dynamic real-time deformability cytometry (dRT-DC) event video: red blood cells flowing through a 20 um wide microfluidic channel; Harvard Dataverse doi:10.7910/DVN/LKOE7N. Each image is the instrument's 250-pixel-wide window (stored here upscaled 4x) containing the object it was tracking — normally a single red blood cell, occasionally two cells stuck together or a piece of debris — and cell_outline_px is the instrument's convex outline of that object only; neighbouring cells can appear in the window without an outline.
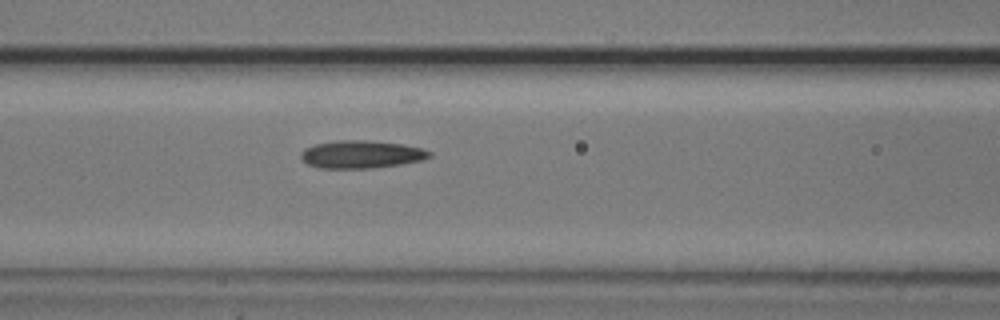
{"species": "common noctule bat (a hibernating species)", "species_latin": "Nyctalus noctula", "temperature_condition": "cold", "stored_images_in_passage": 5, "camera_frame_rate_fps": 3000, "um_per_image_px": 0.085, "animal": {"sex": "male", "body_mass_g": 20.5, "forearm_length_mm": 52.5}, "frame": {"image": 1, "passage_image": 5, "time_ms": 5.667, "image_size_px": [1000, 320], "cell_outline_px": [[432, 156], [424, 160], [400, 164], [372, 168], [320, 168], [308, 164], [300, 156], [300, 152], [304, 148], [316, 144], [336, 140], [364, 140], [404, 144], [424, 148], [432, 152]], "centroid_in_image_um": [30.75, 13.11], "position_along_channel_um": 135.9, "area_um2": 20.92}}